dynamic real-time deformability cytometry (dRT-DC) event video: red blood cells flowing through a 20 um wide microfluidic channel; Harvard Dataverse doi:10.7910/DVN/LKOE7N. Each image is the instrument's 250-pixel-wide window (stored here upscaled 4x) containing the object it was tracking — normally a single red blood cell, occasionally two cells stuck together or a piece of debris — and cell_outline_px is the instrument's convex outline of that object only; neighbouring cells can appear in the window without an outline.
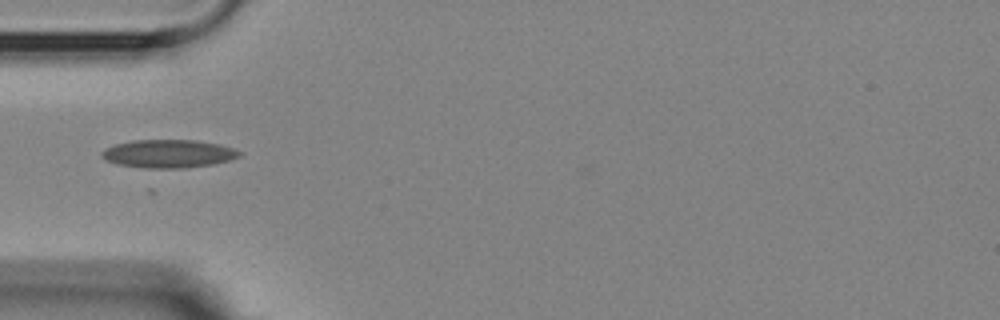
{"species": "Egyptian fruit bat (a non-hibernating species)", "species_latin": "Rousettus aegyptiacus", "temperature_condition": "room temperature", "stored_images_in_passage": 9, "camera_frame_rate_fps": 3000, "um_per_image_px": 0.085, "animal": {"sex": "female"}, "frame": {"image": 1, "passage_image": 1, "time_ms": 0.0, "image_size_px": [1000, 320], "cell_outline_px": [[244, 152], [240, 156], [228, 160], [212, 164], [184, 168], [152, 172], [116, 164], [104, 160], [100, 156], [100, 152], [104, 148], [116, 144], [132, 140], [196, 140], [220, 144]], "centroid_in_image_um": [14.23, 13.11], "position_along_channel_um": 70.8, "area_um2": 23.64}}
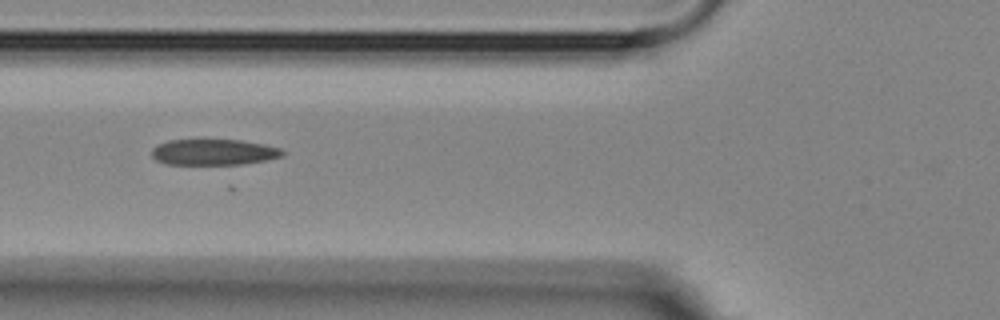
{"frame": {"image": 2, "passage_image": 2, "time_ms": 1.0, "image_size_px": [1000, 320], "cell_outline_px": [[284, 156], [264, 160], [240, 164], [164, 164], [156, 160], [152, 156], [152, 148], [168, 140], [240, 140], [264, 144], [280, 148], [284, 152]], "centroid_in_image_um": [18.16, 12.93], "position_along_channel_um": 107.6, "area_um2": 19.59}}
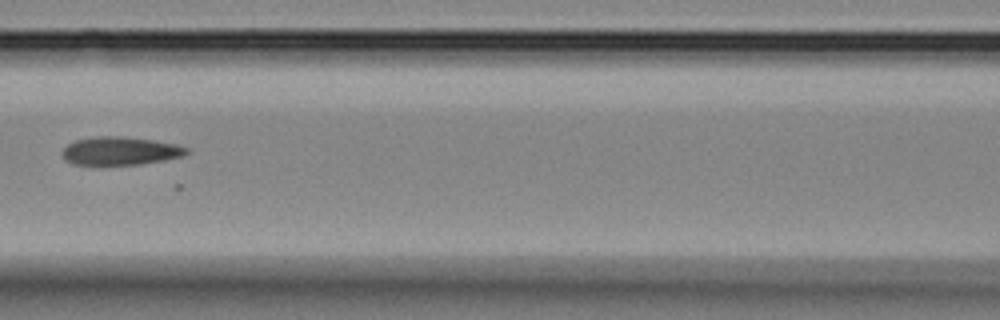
{"frame": {"image": 3, "passage_image": 3, "time_ms": 2.333, "image_size_px": [1000, 320], "cell_outline_px": [[192, 152], [184, 156], [164, 160], [140, 164], [72, 164], [64, 160], [60, 152], [68, 144], [76, 140], [96, 136], [120, 136], [152, 140], [176, 144], [188, 148]], "centroid_in_image_um": [10.23, 12.82], "position_along_channel_um": 156.4, "area_um2": 20.46}}